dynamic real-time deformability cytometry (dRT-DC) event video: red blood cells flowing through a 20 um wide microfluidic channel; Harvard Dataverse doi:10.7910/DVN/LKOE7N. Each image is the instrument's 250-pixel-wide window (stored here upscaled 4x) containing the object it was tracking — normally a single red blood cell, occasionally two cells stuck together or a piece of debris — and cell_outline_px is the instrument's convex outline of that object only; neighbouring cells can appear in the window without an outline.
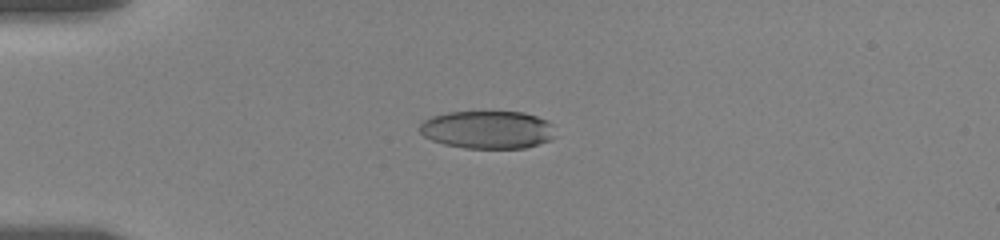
{"species": "human", "species_latin": "Homo sapiens", "temperature_condition": "room temperature", "stored_images_in_passage": 10, "camera_frame_rate_fps": 3000, "um_per_image_px": 0.085, "donor": {"sex": "female"}, "frame": {"image": 1, "passage_image": 6, "time_ms": 4.667, "image_size_px": [1000, 240], "cell_outline_px": [[556, 136], [552, 140], [524, 148], [464, 148], [444, 144], [432, 140], [424, 136], [420, 132], [420, 124], [424, 120], [432, 116], [448, 112], [524, 112], [548, 120], [552, 124]], "centroid_in_image_um": [41.48, 11.02], "position_along_channel_um": 43.5, "area_um2": 30.11}}
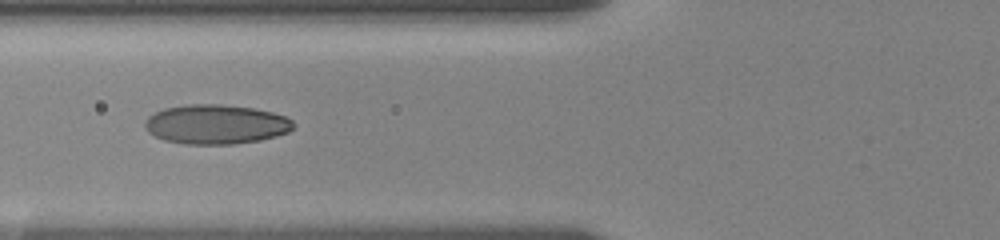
{"frame": {"image": 2, "passage_image": 9, "time_ms": 7.333, "image_size_px": [1000, 240], "cell_outline_px": [[296, 124], [288, 132], [276, 136], [260, 140], [232, 144], [184, 144], [164, 140], [148, 132], [144, 128], [144, 120], [148, 116], [164, 108], [188, 104], [220, 104], [252, 108], [272, 112], [284, 116], [292, 120]], "centroid_in_image_um": [18.33, 10.57], "position_along_channel_um": 107.5, "area_um2": 34.22}}